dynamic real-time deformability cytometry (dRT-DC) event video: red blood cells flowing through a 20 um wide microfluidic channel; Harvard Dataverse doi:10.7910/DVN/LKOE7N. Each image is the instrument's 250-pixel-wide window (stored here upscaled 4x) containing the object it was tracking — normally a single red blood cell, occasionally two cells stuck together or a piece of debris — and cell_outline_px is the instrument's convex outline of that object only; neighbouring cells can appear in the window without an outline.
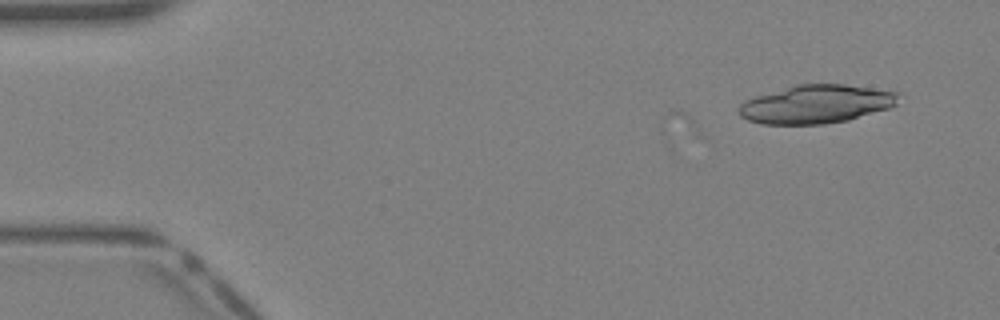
{"species": "Egyptian fruit bat (a non-hibernating species)", "species_latin": "Rousettus aegyptiacus", "temperature_condition": "warm", "stored_images_in_passage": 3, "camera_frame_rate_fps": 3000, "um_per_image_px": 0.085, "animal": {"sex": "female"}, "frame": {"image": 1, "passage_image": 3, "time_ms": 0.667, "image_size_px": [1000, 320], "cell_outline_px": [[900, 92], [896, 104], [888, 108], [848, 120], [824, 124], [760, 124], [748, 120], [740, 116], [740, 104], [744, 100], [756, 96], [796, 84], [844, 84]], "centroid_in_image_um": [69.37, 8.85], "position_along_channel_um": 15.6, "area_um2": 35.6}}